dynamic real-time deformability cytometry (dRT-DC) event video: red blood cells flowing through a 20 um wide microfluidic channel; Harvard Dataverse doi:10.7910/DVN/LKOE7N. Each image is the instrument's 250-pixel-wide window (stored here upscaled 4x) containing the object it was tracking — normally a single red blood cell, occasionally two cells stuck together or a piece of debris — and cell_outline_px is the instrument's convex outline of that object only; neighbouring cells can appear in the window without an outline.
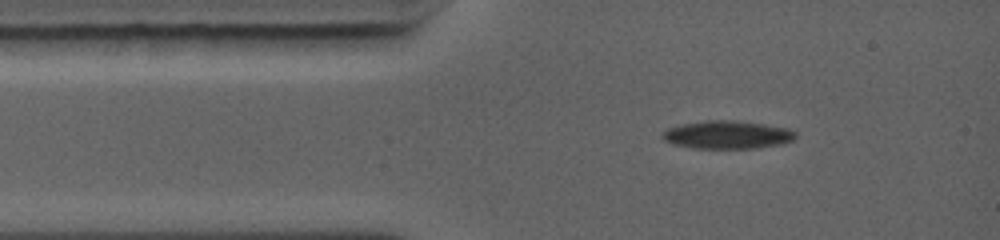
{"species": "common noctule bat (a hibernating species)", "species_latin": "Nyctalus noctula", "temperature_condition": "warm", "stored_images_in_passage": 67, "camera_frame_rate_fps": 5000, "um_per_image_px": 0.085, "animal": {"sex": "female", "body_mass_g": 19.0, "forearm_length_mm": 56.7}, "frame": {"image": 1, "passage_image": 1, "time_ms": 0.0, "image_size_px": [1000, 240], "cell_outline_px": [[796, 136], [792, 140], [780, 144], [756, 148], [692, 148], [672, 144], [664, 140], [660, 136], [668, 128], [680, 124], [704, 120], [736, 120], [764, 124], [788, 128], [796, 132]], "centroid_in_image_um": [61.79, 11.45], "position_along_channel_um": 23.2, "area_um2": 21.85}}
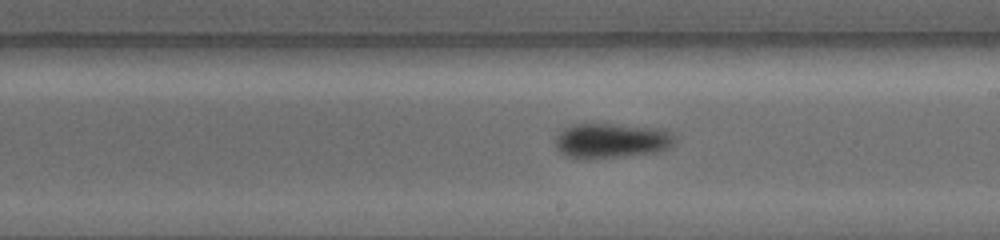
{"frame": {"image": 2, "passage_image": 28, "time_ms": 5.4, "image_size_px": [1000, 240], "cell_outline_px": [[676, 140], [668, 148], [656, 152], [616, 156], [568, 156], [560, 152], [556, 148], [556, 136], [564, 128], [576, 124], [612, 124], [664, 128], [676, 136]], "centroid_in_image_um": [52.04, 11.9], "position_along_channel_um": 237.0, "area_um2": 23.58}}
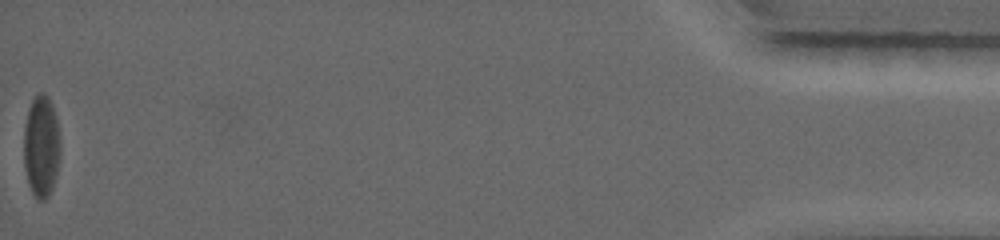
{"frame": {"image": 3, "passage_image": 67, "time_ms": 13.2, "image_size_px": [1000, 240], "cell_outline_px": [[60, 156], [52, 188], [48, 196], [44, 200], [40, 200], [32, 192], [28, 184], [24, 168], [24, 124], [28, 108], [36, 92], [44, 92], [48, 96], [52, 104], [56, 116], [60, 136]], "centroid_in_image_um": [3.5, 12.37], "position_along_channel_um": 431.7, "area_um2": 21.96}, "authors_computed_cell_mechanics": {"area_um2": 22.3686, "velocity_mm_per_s": 4.4034, "shape_relaxation_time_tau1_ms": 3.5343, "shape_relaxation_time_tau2_ms": 2.1354, "deformation_change_tau1": 0.1204, "deformation_change_tau2": 0.0433}}